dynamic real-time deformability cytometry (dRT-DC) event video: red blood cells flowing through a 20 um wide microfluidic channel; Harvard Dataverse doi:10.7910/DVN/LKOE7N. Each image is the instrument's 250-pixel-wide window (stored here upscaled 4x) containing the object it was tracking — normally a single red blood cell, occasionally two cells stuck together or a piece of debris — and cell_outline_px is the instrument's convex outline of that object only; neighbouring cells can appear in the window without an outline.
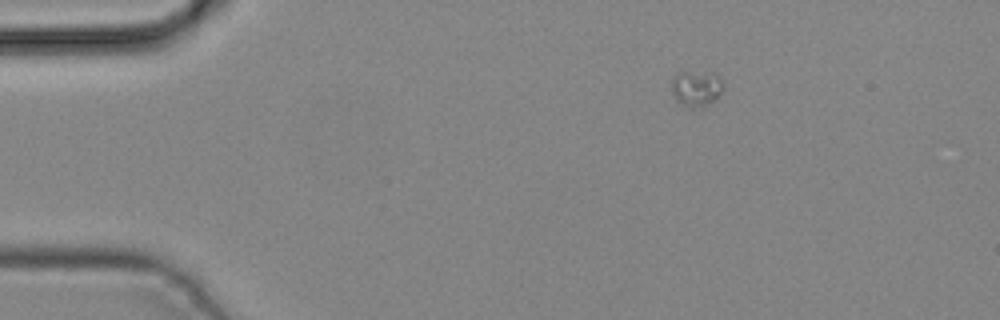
{"species": "common noctule bat (a hibernating species)", "species_latin": "Nyctalus noctula", "temperature_condition": "cold", "stored_images_in_passage": 4, "camera_frame_rate_fps": 3000, "um_per_image_px": 0.085, "animal": {"sex": "male", "body_mass_g": 19.2, "forearm_length_mm": 51.8}, "frame": {"image": 1, "passage_image": 1, "time_ms": 0.0, "image_size_px": [1000, 320], "cell_outline_px": [[724, 88], [716, 100], [704, 108], [688, 108], [680, 104], [676, 100], [672, 92], [672, 76], [676, 72], [716, 72], [724, 80]], "centroid_in_image_um": [59.23, 7.52], "position_along_channel_um": 25.8, "area_um2": 11.44}}